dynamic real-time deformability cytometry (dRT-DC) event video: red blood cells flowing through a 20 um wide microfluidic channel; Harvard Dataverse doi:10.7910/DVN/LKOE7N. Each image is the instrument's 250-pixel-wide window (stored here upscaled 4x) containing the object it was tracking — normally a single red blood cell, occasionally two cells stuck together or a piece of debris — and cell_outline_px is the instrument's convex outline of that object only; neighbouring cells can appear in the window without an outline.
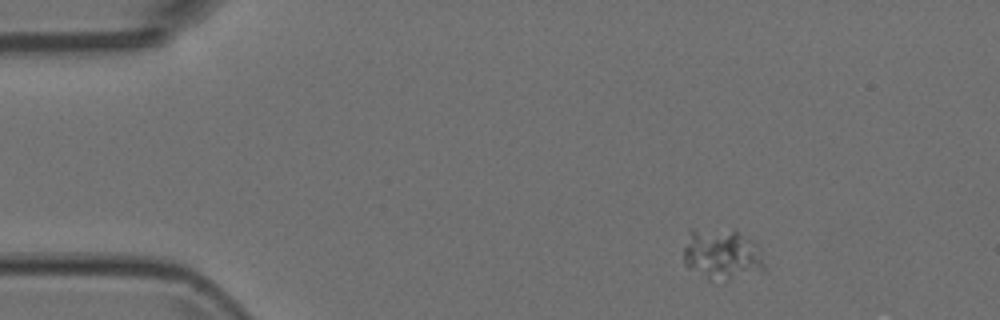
{"species": "Egyptian fruit bat (a non-hibernating species)", "species_latin": "Rousettus aegyptiacus", "temperature_condition": "room temperature", "stored_images_in_passage": 9, "camera_frame_rate_fps": 3000, "um_per_image_px": 0.085, "animal": {"sex": "female"}, "frame": {"image": 1, "passage_image": 1, "time_ms": 0.0, "image_size_px": [1000, 320], "cell_outline_px": [[764, 272], [728, 280], [708, 280], [688, 268], [684, 264], [684, 248], [688, 228], [736, 228], [752, 240], [760, 248], [764, 264]], "centroid_in_image_um": [61.36, 21.58], "position_along_channel_um": 23.6, "area_um2": 25.03}}
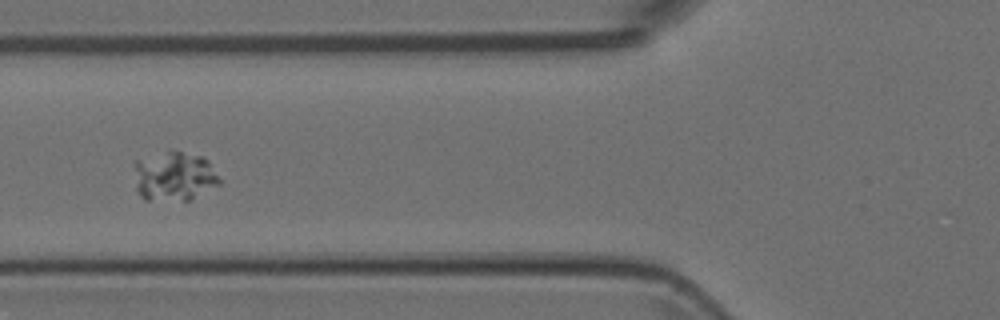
{"frame": {"image": 2, "passage_image": 4, "time_ms": 1.0, "image_size_px": [1000, 320], "cell_outline_px": [[220, 184], [192, 200], [144, 200], [140, 196], [136, 188], [136, 160], [168, 148], [200, 156], [208, 160], [220, 180]], "centroid_in_image_um": [14.81, 14.97], "position_along_channel_um": 111.0, "area_um2": 24.85}}
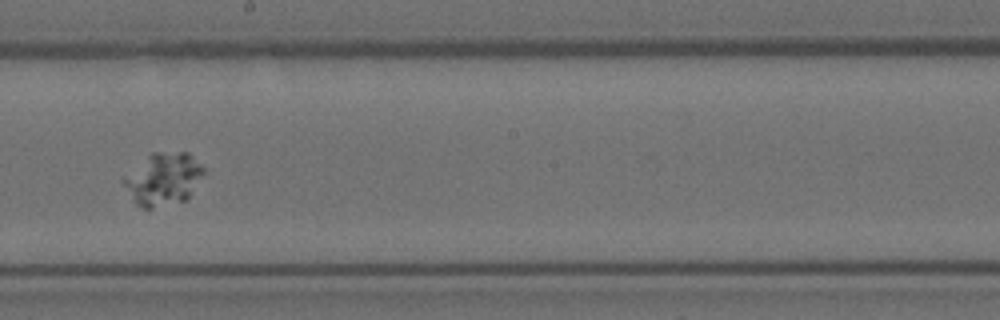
{"frame": {"image": 3, "passage_image": 7, "time_ms": 2.0, "image_size_px": [1000, 320], "cell_outline_px": [[204, 172], [188, 196], [184, 200], [152, 208], [144, 208], [136, 204], [120, 180], [120, 176], [152, 152], [188, 152], [204, 168]], "centroid_in_image_um": [13.79, 15.19], "position_along_channel_um": 234.4, "area_um2": 24.33}}